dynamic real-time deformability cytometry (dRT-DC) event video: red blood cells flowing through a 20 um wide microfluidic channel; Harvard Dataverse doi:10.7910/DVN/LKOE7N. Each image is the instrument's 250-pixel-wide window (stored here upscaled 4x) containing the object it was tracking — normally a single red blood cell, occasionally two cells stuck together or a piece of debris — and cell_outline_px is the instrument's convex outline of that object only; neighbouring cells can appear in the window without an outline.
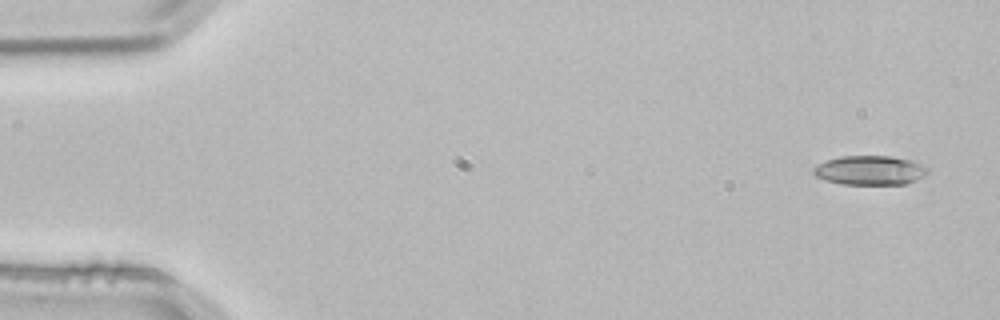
{"species": "common noctule bat (a hibernating species)", "species_latin": "Nyctalus noctula", "temperature_condition": "room temperature", "stored_images_in_passage": 4, "camera_frame_rate_fps": 3000, "um_per_image_px": 0.085, "animal": {"sex": "male", "body_mass_g": 21.5, "forearm_length_mm": 52.0}, "frame": {"image": 1, "passage_image": 1, "time_ms": 0.0, "image_size_px": [1000, 320], "cell_outline_px": [[928, 172], [924, 176], [908, 184], [840, 184], [816, 176], [812, 172], [812, 168], [816, 164], [840, 156], [892, 156], [912, 160], [928, 168]], "centroid_in_image_um": [73.95, 14.47], "position_along_channel_um": 11.1, "area_um2": 19.54}}